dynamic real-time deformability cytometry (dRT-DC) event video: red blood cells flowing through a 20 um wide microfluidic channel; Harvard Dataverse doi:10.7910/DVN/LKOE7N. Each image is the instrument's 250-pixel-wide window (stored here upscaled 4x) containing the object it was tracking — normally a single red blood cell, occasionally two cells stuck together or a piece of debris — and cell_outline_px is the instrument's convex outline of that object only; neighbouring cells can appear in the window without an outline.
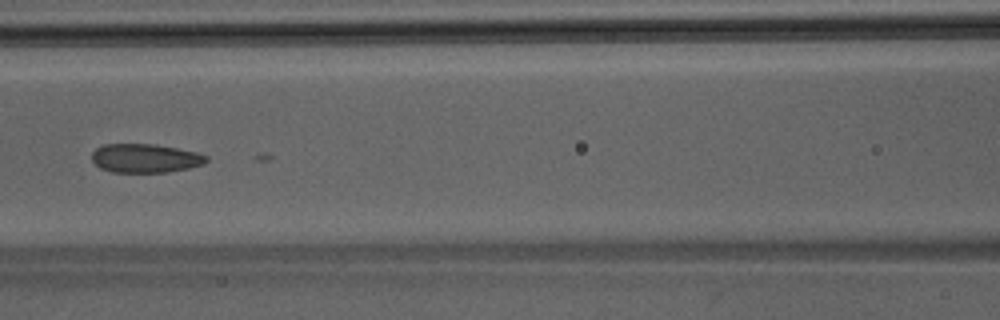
{"species": "Egyptian fruit bat (a non-hibernating species)", "species_latin": "Rousettus aegyptiacus", "temperature_condition": "room temperature", "stored_images_in_passage": 6, "camera_frame_rate_fps": 3000, "um_per_image_px": 0.085, "animal": {"sex": "male"}, "frame": {"image": 1, "passage_image": 6, "time_ms": 1.667, "image_size_px": [1000, 320], "cell_outline_px": [[208, 160], [204, 164], [188, 168], [168, 172], [112, 172], [100, 168], [92, 160], [92, 152], [96, 148], [104, 144], [156, 144], [196, 152], [208, 156]], "centroid_in_image_um": [12.34, 13.45], "position_along_channel_um": 154.3, "area_um2": 19.25}}